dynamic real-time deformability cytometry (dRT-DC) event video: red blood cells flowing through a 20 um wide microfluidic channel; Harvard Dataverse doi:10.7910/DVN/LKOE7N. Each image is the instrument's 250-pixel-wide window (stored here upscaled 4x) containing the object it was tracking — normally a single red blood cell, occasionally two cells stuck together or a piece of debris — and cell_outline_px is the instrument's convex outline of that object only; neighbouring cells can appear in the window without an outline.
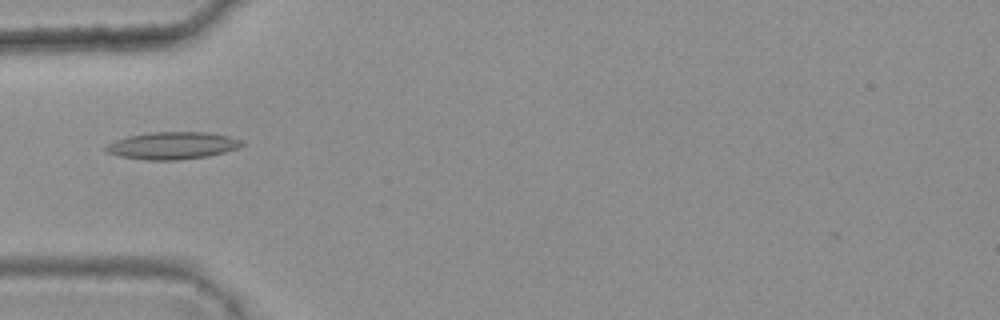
{"species": "common noctule bat (a hibernating species)", "species_latin": "Nyctalus noctula", "temperature_condition": "warm", "stored_images_in_passage": 7, "camera_frame_rate_fps": 3000, "um_per_image_px": 0.085, "animal": {"sex": "female", "body_mass_g": 25.1}, "frame": {"image": 1, "passage_image": 4, "time_ms": 1.0, "image_size_px": [1000, 320], "cell_outline_px": [[244, 144], [236, 148], [224, 152], [208, 156], [180, 160], [144, 160], [120, 156], [108, 152], [104, 148], [108, 144], [116, 140], [128, 136], [148, 132], [208, 132], [228, 136], [240, 140]], "centroid_in_image_um": [14.64, 12.37], "position_along_channel_um": 70.4, "area_um2": 21.5}}
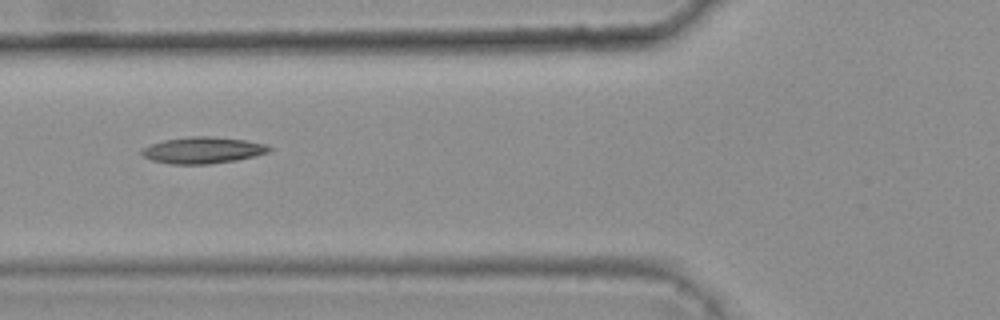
{"frame": {"image": 2, "passage_image": 5, "time_ms": 1.333, "image_size_px": [1000, 320], "cell_outline_px": [[272, 148], [268, 152], [236, 160], [208, 164], [172, 164], [152, 160], [144, 156], [140, 152], [144, 148], [152, 144], [164, 140], [188, 136], [212, 136], [244, 140], [264, 144]], "centroid_in_image_um": [17.22, 12.76], "position_along_channel_um": 108.6, "area_um2": 19.36}}
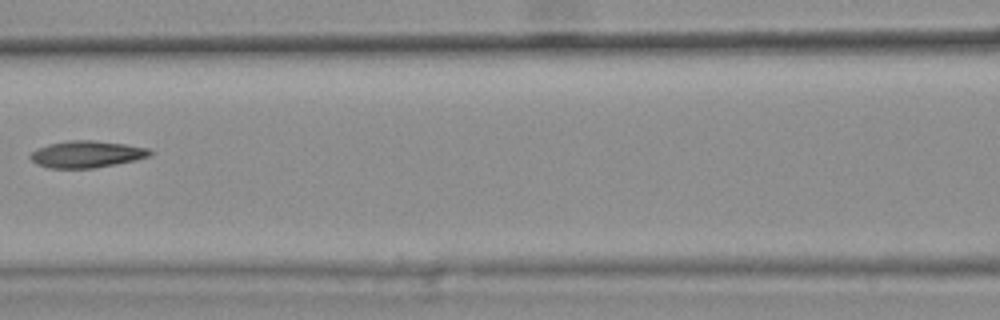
{"frame": {"image": 3, "passage_image": 6, "time_ms": 1.667, "image_size_px": [1000, 320], "cell_outline_px": [[152, 156], [136, 160], [96, 168], [48, 168], [36, 164], [28, 156], [32, 152], [48, 144], [68, 140], [92, 140], [124, 144], [148, 148], [152, 152]], "centroid_in_image_um": [7.38, 13.11], "position_along_channel_um": 159.2, "area_um2": 18.73}}